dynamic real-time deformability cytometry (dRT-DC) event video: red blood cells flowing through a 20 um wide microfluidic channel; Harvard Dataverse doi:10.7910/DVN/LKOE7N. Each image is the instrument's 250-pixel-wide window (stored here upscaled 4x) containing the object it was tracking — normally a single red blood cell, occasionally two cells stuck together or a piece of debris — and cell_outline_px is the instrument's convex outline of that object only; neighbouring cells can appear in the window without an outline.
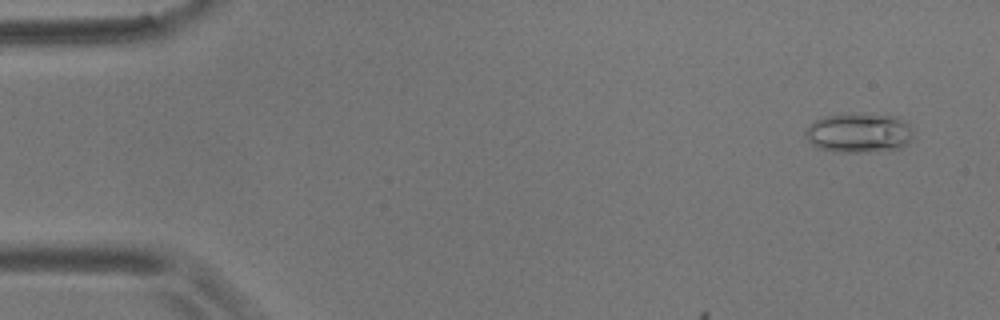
{"species": "common noctule bat (a hibernating species)", "species_latin": "Nyctalus noctula", "temperature_condition": "room temperature", "stored_images_in_passage": 13, "camera_frame_rate_fps": 3000, "um_per_image_px": 0.085, "animal": {"sex": "male", "body_mass_g": 17.9}, "frame": {"image": 1, "passage_image": 3, "time_ms": 0.667, "image_size_px": [1000, 320], "cell_outline_px": [[912, 136], [900, 148], [868, 152], [836, 152], [816, 148], [804, 136], [804, 132], [816, 120], [824, 116], [848, 112], [896, 116], [904, 120], [912, 128]], "centroid_in_image_um": [72.97, 11.28], "position_along_channel_um": 12.0, "area_um2": 25.09}}